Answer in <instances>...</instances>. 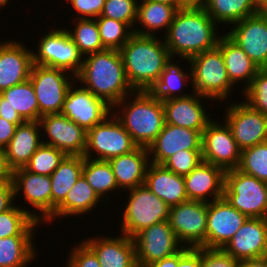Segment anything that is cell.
Returning a JSON list of instances; mask_svg holds the SVG:
<instances>
[{
  "mask_svg": "<svg viewBox=\"0 0 267 267\" xmlns=\"http://www.w3.org/2000/svg\"><path fill=\"white\" fill-rule=\"evenodd\" d=\"M218 26L204 8H181L176 12L163 40L173 60L177 56L185 62L217 46L219 35H223L217 34Z\"/></svg>",
  "mask_w": 267,
  "mask_h": 267,
  "instance_id": "obj_1",
  "label": "cell"
},
{
  "mask_svg": "<svg viewBox=\"0 0 267 267\" xmlns=\"http://www.w3.org/2000/svg\"><path fill=\"white\" fill-rule=\"evenodd\" d=\"M85 56L75 76L83 88L111 107L134 92L127 80L119 50L106 49Z\"/></svg>",
  "mask_w": 267,
  "mask_h": 267,
  "instance_id": "obj_2",
  "label": "cell"
},
{
  "mask_svg": "<svg viewBox=\"0 0 267 267\" xmlns=\"http://www.w3.org/2000/svg\"><path fill=\"white\" fill-rule=\"evenodd\" d=\"M158 37L134 33L119 50L134 91H150L173 60L164 40Z\"/></svg>",
  "mask_w": 267,
  "mask_h": 267,
  "instance_id": "obj_3",
  "label": "cell"
},
{
  "mask_svg": "<svg viewBox=\"0 0 267 267\" xmlns=\"http://www.w3.org/2000/svg\"><path fill=\"white\" fill-rule=\"evenodd\" d=\"M112 113L138 147L149 148L165 124L162 101L150 91L127 95L112 107Z\"/></svg>",
  "mask_w": 267,
  "mask_h": 267,
  "instance_id": "obj_4",
  "label": "cell"
},
{
  "mask_svg": "<svg viewBox=\"0 0 267 267\" xmlns=\"http://www.w3.org/2000/svg\"><path fill=\"white\" fill-rule=\"evenodd\" d=\"M191 69V90L200 96L215 100L217 103L228 100L235 88L227 76L221 49H213L199 53L187 60ZM233 89V90H232Z\"/></svg>",
  "mask_w": 267,
  "mask_h": 267,
  "instance_id": "obj_5",
  "label": "cell"
},
{
  "mask_svg": "<svg viewBox=\"0 0 267 267\" xmlns=\"http://www.w3.org/2000/svg\"><path fill=\"white\" fill-rule=\"evenodd\" d=\"M127 202L122 208L120 232L133 238L137 233L156 223L168 220L170 207L145 184L127 190Z\"/></svg>",
  "mask_w": 267,
  "mask_h": 267,
  "instance_id": "obj_6",
  "label": "cell"
},
{
  "mask_svg": "<svg viewBox=\"0 0 267 267\" xmlns=\"http://www.w3.org/2000/svg\"><path fill=\"white\" fill-rule=\"evenodd\" d=\"M223 197L242 214L267 218L265 182L237 168L225 171Z\"/></svg>",
  "mask_w": 267,
  "mask_h": 267,
  "instance_id": "obj_7",
  "label": "cell"
},
{
  "mask_svg": "<svg viewBox=\"0 0 267 267\" xmlns=\"http://www.w3.org/2000/svg\"><path fill=\"white\" fill-rule=\"evenodd\" d=\"M137 147L122 123L111 113L100 124L87 131L84 157L108 161L128 154Z\"/></svg>",
  "mask_w": 267,
  "mask_h": 267,
  "instance_id": "obj_8",
  "label": "cell"
},
{
  "mask_svg": "<svg viewBox=\"0 0 267 267\" xmlns=\"http://www.w3.org/2000/svg\"><path fill=\"white\" fill-rule=\"evenodd\" d=\"M39 105V119L60 114L66 94L76 78L63 69L33 64L29 77Z\"/></svg>",
  "mask_w": 267,
  "mask_h": 267,
  "instance_id": "obj_9",
  "label": "cell"
},
{
  "mask_svg": "<svg viewBox=\"0 0 267 267\" xmlns=\"http://www.w3.org/2000/svg\"><path fill=\"white\" fill-rule=\"evenodd\" d=\"M38 46L32 51L33 64L59 68L76 76L83 63V55L64 28L43 33Z\"/></svg>",
  "mask_w": 267,
  "mask_h": 267,
  "instance_id": "obj_10",
  "label": "cell"
},
{
  "mask_svg": "<svg viewBox=\"0 0 267 267\" xmlns=\"http://www.w3.org/2000/svg\"><path fill=\"white\" fill-rule=\"evenodd\" d=\"M208 202L187 200L170 207L168 222L184 247L206 248Z\"/></svg>",
  "mask_w": 267,
  "mask_h": 267,
  "instance_id": "obj_11",
  "label": "cell"
},
{
  "mask_svg": "<svg viewBox=\"0 0 267 267\" xmlns=\"http://www.w3.org/2000/svg\"><path fill=\"white\" fill-rule=\"evenodd\" d=\"M132 239L135 244L138 267H149L156 261L174 255L184 247L168 220L145 228Z\"/></svg>",
  "mask_w": 267,
  "mask_h": 267,
  "instance_id": "obj_12",
  "label": "cell"
},
{
  "mask_svg": "<svg viewBox=\"0 0 267 267\" xmlns=\"http://www.w3.org/2000/svg\"><path fill=\"white\" fill-rule=\"evenodd\" d=\"M225 109L224 121L241 151L267 142V115L251 108L244 101H232Z\"/></svg>",
  "mask_w": 267,
  "mask_h": 267,
  "instance_id": "obj_13",
  "label": "cell"
},
{
  "mask_svg": "<svg viewBox=\"0 0 267 267\" xmlns=\"http://www.w3.org/2000/svg\"><path fill=\"white\" fill-rule=\"evenodd\" d=\"M12 183L14 197L22 195L21 197L31 205L30 207L35 208L34 211L32 210V217L36 221L43 222L42 224L52 221L50 176L32 173L23 167L12 171Z\"/></svg>",
  "mask_w": 267,
  "mask_h": 267,
  "instance_id": "obj_14",
  "label": "cell"
},
{
  "mask_svg": "<svg viewBox=\"0 0 267 267\" xmlns=\"http://www.w3.org/2000/svg\"><path fill=\"white\" fill-rule=\"evenodd\" d=\"M216 121L211 120L202 132V160L225 171L235 169L240 162L241 150L227 124Z\"/></svg>",
  "mask_w": 267,
  "mask_h": 267,
  "instance_id": "obj_15",
  "label": "cell"
},
{
  "mask_svg": "<svg viewBox=\"0 0 267 267\" xmlns=\"http://www.w3.org/2000/svg\"><path fill=\"white\" fill-rule=\"evenodd\" d=\"M76 83L75 81L69 88L60 114L87 132L108 117L112 113V107Z\"/></svg>",
  "mask_w": 267,
  "mask_h": 267,
  "instance_id": "obj_16",
  "label": "cell"
},
{
  "mask_svg": "<svg viewBox=\"0 0 267 267\" xmlns=\"http://www.w3.org/2000/svg\"><path fill=\"white\" fill-rule=\"evenodd\" d=\"M226 35L260 69L267 68V12H258L232 24Z\"/></svg>",
  "mask_w": 267,
  "mask_h": 267,
  "instance_id": "obj_17",
  "label": "cell"
},
{
  "mask_svg": "<svg viewBox=\"0 0 267 267\" xmlns=\"http://www.w3.org/2000/svg\"><path fill=\"white\" fill-rule=\"evenodd\" d=\"M39 123L43 130V144L53 146L66 155L84 156L87 132L78 124L61 114L43 115ZM45 136L47 139L44 140Z\"/></svg>",
  "mask_w": 267,
  "mask_h": 267,
  "instance_id": "obj_18",
  "label": "cell"
},
{
  "mask_svg": "<svg viewBox=\"0 0 267 267\" xmlns=\"http://www.w3.org/2000/svg\"><path fill=\"white\" fill-rule=\"evenodd\" d=\"M247 218L224 197L208 202L206 248L223 249Z\"/></svg>",
  "mask_w": 267,
  "mask_h": 267,
  "instance_id": "obj_19",
  "label": "cell"
},
{
  "mask_svg": "<svg viewBox=\"0 0 267 267\" xmlns=\"http://www.w3.org/2000/svg\"><path fill=\"white\" fill-rule=\"evenodd\" d=\"M223 250L240 261L267 256V218L248 217Z\"/></svg>",
  "mask_w": 267,
  "mask_h": 267,
  "instance_id": "obj_20",
  "label": "cell"
},
{
  "mask_svg": "<svg viewBox=\"0 0 267 267\" xmlns=\"http://www.w3.org/2000/svg\"><path fill=\"white\" fill-rule=\"evenodd\" d=\"M183 150H202V133L165 123L149 146L150 163L161 165L167 158Z\"/></svg>",
  "mask_w": 267,
  "mask_h": 267,
  "instance_id": "obj_21",
  "label": "cell"
},
{
  "mask_svg": "<svg viewBox=\"0 0 267 267\" xmlns=\"http://www.w3.org/2000/svg\"><path fill=\"white\" fill-rule=\"evenodd\" d=\"M203 99L211 100L192 92L186 97L162 101L165 123L193 129L202 133L207 124L212 120L209 117V113L207 114L206 106L202 103Z\"/></svg>",
  "mask_w": 267,
  "mask_h": 267,
  "instance_id": "obj_22",
  "label": "cell"
},
{
  "mask_svg": "<svg viewBox=\"0 0 267 267\" xmlns=\"http://www.w3.org/2000/svg\"><path fill=\"white\" fill-rule=\"evenodd\" d=\"M32 51L19 40L0 43V92L20 84L30 77Z\"/></svg>",
  "mask_w": 267,
  "mask_h": 267,
  "instance_id": "obj_23",
  "label": "cell"
},
{
  "mask_svg": "<svg viewBox=\"0 0 267 267\" xmlns=\"http://www.w3.org/2000/svg\"><path fill=\"white\" fill-rule=\"evenodd\" d=\"M82 241L95 253L101 267H138L134 241L125 234L91 236Z\"/></svg>",
  "mask_w": 267,
  "mask_h": 267,
  "instance_id": "obj_24",
  "label": "cell"
},
{
  "mask_svg": "<svg viewBox=\"0 0 267 267\" xmlns=\"http://www.w3.org/2000/svg\"><path fill=\"white\" fill-rule=\"evenodd\" d=\"M183 178L188 200L212 202L223 197L225 170L219 166L202 161Z\"/></svg>",
  "mask_w": 267,
  "mask_h": 267,
  "instance_id": "obj_25",
  "label": "cell"
},
{
  "mask_svg": "<svg viewBox=\"0 0 267 267\" xmlns=\"http://www.w3.org/2000/svg\"><path fill=\"white\" fill-rule=\"evenodd\" d=\"M119 190L133 189L145 183L146 171L150 164L148 148L137 147L128 154L108 160Z\"/></svg>",
  "mask_w": 267,
  "mask_h": 267,
  "instance_id": "obj_26",
  "label": "cell"
},
{
  "mask_svg": "<svg viewBox=\"0 0 267 267\" xmlns=\"http://www.w3.org/2000/svg\"><path fill=\"white\" fill-rule=\"evenodd\" d=\"M41 131L39 121H24L17 126L15 134L5 148L7 164L12 171L25 167L31 156L43 144Z\"/></svg>",
  "mask_w": 267,
  "mask_h": 267,
  "instance_id": "obj_27",
  "label": "cell"
},
{
  "mask_svg": "<svg viewBox=\"0 0 267 267\" xmlns=\"http://www.w3.org/2000/svg\"><path fill=\"white\" fill-rule=\"evenodd\" d=\"M144 184L169 207L188 200L183 176L177 175L162 165L149 164Z\"/></svg>",
  "mask_w": 267,
  "mask_h": 267,
  "instance_id": "obj_28",
  "label": "cell"
},
{
  "mask_svg": "<svg viewBox=\"0 0 267 267\" xmlns=\"http://www.w3.org/2000/svg\"><path fill=\"white\" fill-rule=\"evenodd\" d=\"M217 46L221 49L228 79L233 86L242 81L244 91L260 68L226 34L221 35Z\"/></svg>",
  "mask_w": 267,
  "mask_h": 267,
  "instance_id": "obj_29",
  "label": "cell"
},
{
  "mask_svg": "<svg viewBox=\"0 0 267 267\" xmlns=\"http://www.w3.org/2000/svg\"><path fill=\"white\" fill-rule=\"evenodd\" d=\"M178 9L175 6L154 0H140L138 2L137 21L133 32L142 36H156V32L168 31ZM166 30V31H165Z\"/></svg>",
  "mask_w": 267,
  "mask_h": 267,
  "instance_id": "obj_30",
  "label": "cell"
},
{
  "mask_svg": "<svg viewBox=\"0 0 267 267\" xmlns=\"http://www.w3.org/2000/svg\"><path fill=\"white\" fill-rule=\"evenodd\" d=\"M84 156L66 155L50 175L52 193V221L56 208L65 200L68 192L82 175Z\"/></svg>",
  "mask_w": 267,
  "mask_h": 267,
  "instance_id": "obj_31",
  "label": "cell"
},
{
  "mask_svg": "<svg viewBox=\"0 0 267 267\" xmlns=\"http://www.w3.org/2000/svg\"><path fill=\"white\" fill-rule=\"evenodd\" d=\"M101 201L91 185L81 175L68 192L65 200L56 208L54 220L92 212Z\"/></svg>",
  "mask_w": 267,
  "mask_h": 267,
  "instance_id": "obj_32",
  "label": "cell"
},
{
  "mask_svg": "<svg viewBox=\"0 0 267 267\" xmlns=\"http://www.w3.org/2000/svg\"><path fill=\"white\" fill-rule=\"evenodd\" d=\"M34 235L0 238V267H27L36 258Z\"/></svg>",
  "mask_w": 267,
  "mask_h": 267,
  "instance_id": "obj_33",
  "label": "cell"
},
{
  "mask_svg": "<svg viewBox=\"0 0 267 267\" xmlns=\"http://www.w3.org/2000/svg\"><path fill=\"white\" fill-rule=\"evenodd\" d=\"M0 103H7L24 121H39V105L30 79L0 92Z\"/></svg>",
  "mask_w": 267,
  "mask_h": 267,
  "instance_id": "obj_34",
  "label": "cell"
},
{
  "mask_svg": "<svg viewBox=\"0 0 267 267\" xmlns=\"http://www.w3.org/2000/svg\"><path fill=\"white\" fill-rule=\"evenodd\" d=\"M203 8L216 23L229 27L258 13L254 0H207Z\"/></svg>",
  "mask_w": 267,
  "mask_h": 267,
  "instance_id": "obj_35",
  "label": "cell"
},
{
  "mask_svg": "<svg viewBox=\"0 0 267 267\" xmlns=\"http://www.w3.org/2000/svg\"><path fill=\"white\" fill-rule=\"evenodd\" d=\"M179 63L180 59L178 62L172 60L160 74L158 81L150 90V92L161 101L190 95L188 92H181V90L191 82V69L189 73H187L182 68L183 66L180 67ZM188 79L190 80L189 82Z\"/></svg>",
  "mask_w": 267,
  "mask_h": 267,
  "instance_id": "obj_36",
  "label": "cell"
},
{
  "mask_svg": "<svg viewBox=\"0 0 267 267\" xmlns=\"http://www.w3.org/2000/svg\"><path fill=\"white\" fill-rule=\"evenodd\" d=\"M82 175L94 189L98 197L103 201L102 203H104V205L107 204L105 202H109L106 201L109 200L108 196L111 195L109 193L119 190L111 165L106 160L84 157Z\"/></svg>",
  "mask_w": 267,
  "mask_h": 267,
  "instance_id": "obj_37",
  "label": "cell"
},
{
  "mask_svg": "<svg viewBox=\"0 0 267 267\" xmlns=\"http://www.w3.org/2000/svg\"><path fill=\"white\" fill-rule=\"evenodd\" d=\"M41 223L32 217V211L28 207H19L15 204L0 213V238L15 235H35L36 227Z\"/></svg>",
  "mask_w": 267,
  "mask_h": 267,
  "instance_id": "obj_38",
  "label": "cell"
},
{
  "mask_svg": "<svg viewBox=\"0 0 267 267\" xmlns=\"http://www.w3.org/2000/svg\"><path fill=\"white\" fill-rule=\"evenodd\" d=\"M74 29H66L71 39L78 47L79 52L85 56L91 53L106 50L100 38L96 19H78L74 18Z\"/></svg>",
  "mask_w": 267,
  "mask_h": 267,
  "instance_id": "obj_39",
  "label": "cell"
},
{
  "mask_svg": "<svg viewBox=\"0 0 267 267\" xmlns=\"http://www.w3.org/2000/svg\"><path fill=\"white\" fill-rule=\"evenodd\" d=\"M96 22L101 42L106 49L120 50L134 34L128 24L115 19L99 16Z\"/></svg>",
  "mask_w": 267,
  "mask_h": 267,
  "instance_id": "obj_40",
  "label": "cell"
},
{
  "mask_svg": "<svg viewBox=\"0 0 267 267\" xmlns=\"http://www.w3.org/2000/svg\"><path fill=\"white\" fill-rule=\"evenodd\" d=\"M237 169L260 181H267V142L242 150Z\"/></svg>",
  "mask_w": 267,
  "mask_h": 267,
  "instance_id": "obj_41",
  "label": "cell"
},
{
  "mask_svg": "<svg viewBox=\"0 0 267 267\" xmlns=\"http://www.w3.org/2000/svg\"><path fill=\"white\" fill-rule=\"evenodd\" d=\"M65 156L66 154L63 151L53 146L42 144L31 156L24 168L35 174L50 176Z\"/></svg>",
  "mask_w": 267,
  "mask_h": 267,
  "instance_id": "obj_42",
  "label": "cell"
},
{
  "mask_svg": "<svg viewBox=\"0 0 267 267\" xmlns=\"http://www.w3.org/2000/svg\"><path fill=\"white\" fill-rule=\"evenodd\" d=\"M244 102L256 111L267 115V68L260 69L249 86L242 91Z\"/></svg>",
  "mask_w": 267,
  "mask_h": 267,
  "instance_id": "obj_43",
  "label": "cell"
},
{
  "mask_svg": "<svg viewBox=\"0 0 267 267\" xmlns=\"http://www.w3.org/2000/svg\"><path fill=\"white\" fill-rule=\"evenodd\" d=\"M138 0H105L100 16L115 19L134 29L137 21Z\"/></svg>",
  "mask_w": 267,
  "mask_h": 267,
  "instance_id": "obj_44",
  "label": "cell"
},
{
  "mask_svg": "<svg viewBox=\"0 0 267 267\" xmlns=\"http://www.w3.org/2000/svg\"><path fill=\"white\" fill-rule=\"evenodd\" d=\"M202 150H183L167 158L161 165L166 169L185 176L196 168L202 160Z\"/></svg>",
  "mask_w": 267,
  "mask_h": 267,
  "instance_id": "obj_45",
  "label": "cell"
},
{
  "mask_svg": "<svg viewBox=\"0 0 267 267\" xmlns=\"http://www.w3.org/2000/svg\"><path fill=\"white\" fill-rule=\"evenodd\" d=\"M77 244L69 252L65 267H101L95 253L83 241Z\"/></svg>",
  "mask_w": 267,
  "mask_h": 267,
  "instance_id": "obj_46",
  "label": "cell"
},
{
  "mask_svg": "<svg viewBox=\"0 0 267 267\" xmlns=\"http://www.w3.org/2000/svg\"><path fill=\"white\" fill-rule=\"evenodd\" d=\"M240 262L223 249L201 247V267H239Z\"/></svg>",
  "mask_w": 267,
  "mask_h": 267,
  "instance_id": "obj_47",
  "label": "cell"
},
{
  "mask_svg": "<svg viewBox=\"0 0 267 267\" xmlns=\"http://www.w3.org/2000/svg\"><path fill=\"white\" fill-rule=\"evenodd\" d=\"M78 19H96L102 13L105 0H67Z\"/></svg>",
  "mask_w": 267,
  "mask_h": 267,
  "instance_id": "obj_48",
  "label": "cell"
},
{
  "mask_svg": "<svg viewBox=\"0 0 267 267\" xmlns=\"http://www.w3.org/2000/svg\"><path fill=\"white\" fill-rule=\"evenodd\" d=\"M177 267H201V247H183L178 252Z\"/></svg>",
  "mask_w": 267,
  "mask_h": 267,
  "instance_id": "obj_49",
  "label": "cell"
},
{
  "mask_svg": "<svg viewBox=\"0 0 267 267\" xmlns=\"http://www.w3.org/2000/svg\"><path fill=\"white\" fill-rule=\"evenodd\" d=\"M16 202L12 181L0 182V213L10 209Z\"/></svg>",
  "mask_w": 267,
  "mask_h": 267,
  "instance_id": "obj_50",
  "label": "cell"
},
{
  "mask_svg": "<svg viewBox=\"0 0 267 267\" xmlns=\"http://www.w3.org/2000/svg\"><path fill=\"white\" fill-rule=\"evenodd\" d=\"M17 125L0 117V148L5 149L11 141Z\"/></svg>",
  "mask_w": 267,
  "mask_h": 267,
  "instance_id": "obj_51",
  "label": "cell"
},
{
  "mask_svg": "<svg viewBox=\"0 0 267 267\" xmlns=\"http://www.w3.org/2000/svg\"><path fill=\"white\" fill-rule=\"evenodd\" d=\"M0 117L17 126L24 122L16 110L7 103H0Z\"/></svg>",
  "mask_w": 267,
  "mask_h": 267,
  "instance_id": "obj_52",
  "label": "cell"
},
{
  "mask_svg": "<svg viewBox=\"0 0 267 267\" xmlns=\"http://www.w3.org/2000/svg\"><path fill=\"white\" fill-rule=\"evenodd\" d=\"M12 181V170L8 167L5 149L0 148V182Z\"/></svg>",
  "mask_w": 267,
  "mask_h": 267,
  "instance_id": "obj_53",
  "label": "cell"
},
{
  "mask_svg": "<svg viewBox=\"0 0 267 267\" xmlns=\"http://www.w3.org/2000/svg\"><path fill=\"white\" fill-rule=\"evenodd\" d=\"M177 266H178V252L170 257L156 261L149 267H177Z\"/></svg>",
  "mask_w": 267,
  "mask_h": 267,
  "instance_id": "obj_54",
  "label": "cell"
},
{
  "mask_svg": "<svg viewBox=\"0 0 267 267\" xmlns=\"http://www.w3.org/2000/svg\"><path fill=\"white\" fill-rule=\"evenodd\" d=\"M239 267H267V256L242 260Z\"/></svg>",
  "mask_w": 267,
  "mask_h": 267,
  "instance_id": "obj_55",
  "label": "cell"
},
{
  "mask_svg": "<svg viewBox=\"0 0 267 267\" xmlns=\"http://www.w3.org/2000/svg\"><path fill=\"white\" fill-rule=\"evenodd\" d=\"M207 0H180V9L181 8H203Z\"/></svg>",
  "mask_w": 267,
  "mask_h": 267,
  "instance_id": "obj_56",
  "label": "cell"
},
{
  "mask_svg": "<svg viewBox=\"0 0 267 267\" xmlns=\"http://www.w3.org/2000/svg\"><path fill=\"white\" fill-rule=\"evenodd\" d=\"M258 12H267V0H254Z\"/></svg>",
  "mask_w": 267,
  "mask_h": 267,
  "instance_id": "obj_57",
  "label": "cell"
},
{
  "mask_svg": "<svg viewBox=\"0 0 267 267\" xmlns=\"http://www.w3.org/2000/svg\"><path fill=\"white\" fill-rule=\"evenodd\" d=\"M171 6H175L178 10L180 9V0H154Z\"/></svg>",
  "mask_w": 267,
  "mask_h": 267,
  "instance_id": "obj_58",
  "label": "cell"
},
{
  "mask_svg": "<svg viewBox=\"0 0 267 267\" xmlns=\"http://www.w3.org/2000/svg\"><path fill=\"white\" fill-rule=\"evenodd\" d=\"M8 1L10 0H0V9H2L1 7L6 6V4L8 5Z\"/></svg>",
  "mask_w": 267,
  "mask_h": 267,
  "instance_id": "obj_59",
  "label": "cell"
},
{
  "mask_svg": "<svg viewBox=\"0 0 267 267\" xmlns=\"http://www.w3.org/2000/svg\"><path fill=\"white\" fill-rule=\"evenodd\" d=\"M265 190H266V197H267V181H265Z\"/></svg>",
  "mask_w": 267,
  "mask_h": 267,
  "instance_id": "obj_60",
  "label": "cell"
}]
</instances>
